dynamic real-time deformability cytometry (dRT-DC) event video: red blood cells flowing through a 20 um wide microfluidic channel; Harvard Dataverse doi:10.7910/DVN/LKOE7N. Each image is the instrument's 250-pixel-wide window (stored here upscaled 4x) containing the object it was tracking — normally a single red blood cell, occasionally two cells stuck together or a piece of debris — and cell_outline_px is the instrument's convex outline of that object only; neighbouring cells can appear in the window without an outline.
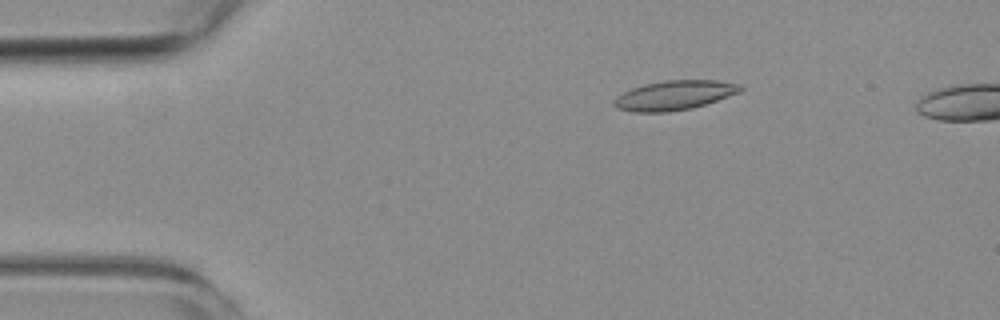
{"species": "common noctule bat (a hibernating species)", "species_latin": "Nyctalus noctula", "temperature_condition": "room temperature", "stored_images_in_passage": 6, "camera_frame_rate_fps": 3000, "um_per_image_px": 0.085, "animal": {"sex": "female", "body_mass_g": 19.3, "forearm_length_mm": 54.1}, "frame": {"image": 1, "passage_image": 3, "time_ms": 2.333, "image_size_px": [1000, 320], "cell_outline_px": [[744, 88], [740, 92], [692, 108], [668, 112], [636, 112], [616, 108], [612, 104], [616, 96], [632, 88], [644, 84], [664, 80], [716, 80], [740, 84]], "centroid_in_image_um": [57.3, 8.09], "position_along_channel_um": 27.7, "area_um2": 21.62}}